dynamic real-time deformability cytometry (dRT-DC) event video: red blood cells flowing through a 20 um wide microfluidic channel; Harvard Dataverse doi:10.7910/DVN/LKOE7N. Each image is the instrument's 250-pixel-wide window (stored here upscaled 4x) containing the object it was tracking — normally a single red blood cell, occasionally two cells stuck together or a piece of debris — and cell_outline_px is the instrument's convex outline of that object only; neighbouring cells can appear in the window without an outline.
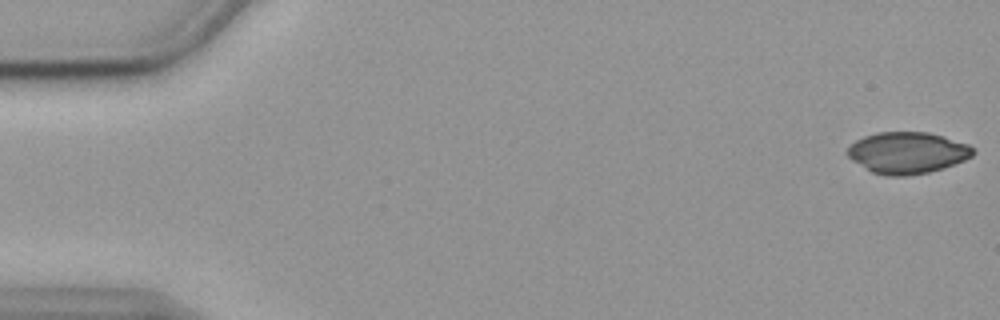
{"species": "common noctule bat (a hibernating species)", "species_latin": "Nyctalus noctula", "temperature_condition": "cold", "stored_images_in_passage": 7, "camera_frame_rate_fps": 3000, "um_per_image_px": 0.085, "animal": {"sex": "female", "body_mass_g": 19.9}, "frame": {"image": 1, "passage_image": 1, "time_ms": 0.0, "image_size_px": [1000, 320], "cell_outline_px": [[976, 152], [972, 156], [964, 160], [944, 168], [928, 172], [908, 176], [884, 176], [872, 172], [852, 160], [844, 152], [856, 140], [864, 136], [876, 132], [928, 132], [944, 136], [968, 144]], "centroid_in_image_um": [77.12, 12.98], "position_along_channel_um": 7.9, "area_um2": 30.52}}